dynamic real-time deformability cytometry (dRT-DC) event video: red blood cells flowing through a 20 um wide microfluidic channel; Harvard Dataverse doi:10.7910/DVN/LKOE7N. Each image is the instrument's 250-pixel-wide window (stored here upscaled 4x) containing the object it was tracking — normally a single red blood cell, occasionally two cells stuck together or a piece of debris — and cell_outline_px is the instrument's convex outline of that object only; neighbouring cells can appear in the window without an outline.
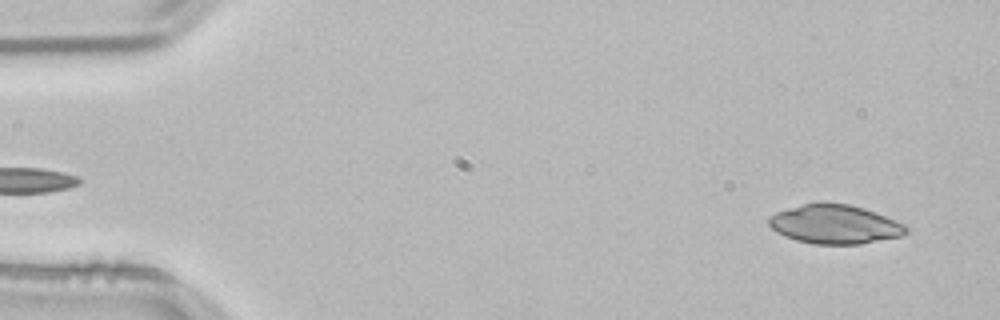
{"species": "common noctule bat (a hibernating species)", "species_latin": "Nyctalus noctula", "temperature_condition": "room temperature", "stored_images_in_passage": 52, "camera_frame_rate_fps": 3000, "um_per_image_px": 0.085, "animal": {"sex": "male", "body_mass_g": 21.5, "forearm_length_mm": 52.0}, "frame": {"image": 1, "passage_image": 3, "time_ms": 0.667, "image_size_px": [1000, 320], "cell_outline_px": [[908, 232], [900, 236], [860, 244], [816, 244], [796, 240], [784, 236], [776, 232], [768, 224], [768, 216], [776, 212], [800, 204], [820, 200], [848, 204], [864, 208], [876, 212], [904, 224], [908, 228]], "centroid_in_image_um": [70.92, 19.03], "position_along_channel_um": 14.1, "area_um2": 31.62}}